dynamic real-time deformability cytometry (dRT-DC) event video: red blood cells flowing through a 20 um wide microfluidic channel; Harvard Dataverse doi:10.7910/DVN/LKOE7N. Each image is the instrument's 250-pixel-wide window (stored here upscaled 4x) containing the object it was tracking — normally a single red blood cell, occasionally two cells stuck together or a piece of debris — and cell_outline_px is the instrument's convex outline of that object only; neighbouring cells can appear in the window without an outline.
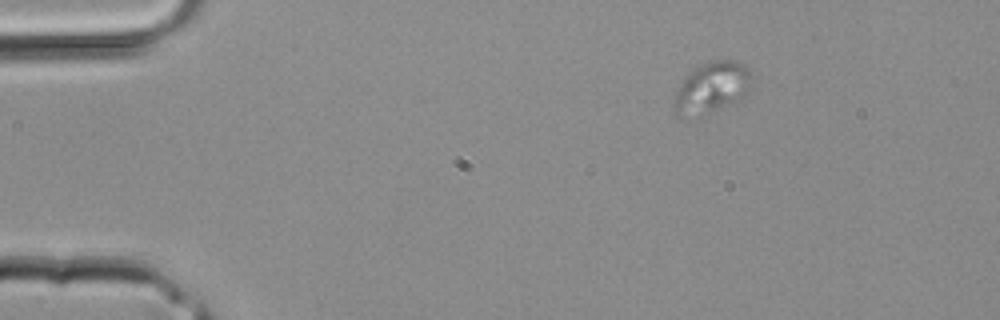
{"species": "common noctule bat (a hibernating species)", "species_latin": "Nyctalus noctula", "temperature_condition": "room temperature", "stored_images_in_passage": 3, "camera_frame_rate_fps": 3000, "um_per_image_px": 0.085, "animal": {"sex": "male", "body_mass_g": 20.4}, "frame": {"image": 1, "passage_image": 2, "time_ms": 0.333, "image_size_px": [1000, 320], "cell_outline_px": [[752, 80], [748, 92], [744, 96], [712, 112], [676, 112], [672, 108], [672, 104], [676, 92], [684, 80], [700, 64], [708, 60], [736, 60], [744, 64], [748, 68]], "centroid_in_image_um": [60.57, 7.36], "position_along_channel_um": 24.4, "area_um2": 22.08}}